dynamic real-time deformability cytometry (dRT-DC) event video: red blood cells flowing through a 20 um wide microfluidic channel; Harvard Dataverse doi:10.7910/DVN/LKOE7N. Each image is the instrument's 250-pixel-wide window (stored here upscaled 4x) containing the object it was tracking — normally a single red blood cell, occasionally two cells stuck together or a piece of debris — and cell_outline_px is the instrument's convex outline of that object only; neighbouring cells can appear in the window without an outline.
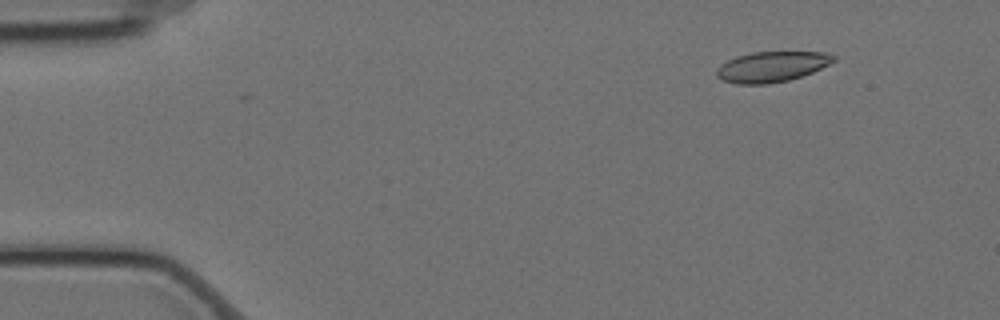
{"species": "Egyptian fruit bat (a non-hibernating species)", "species_latin": "Rousettus aegyptiacus", "temperature_condition": "cold", "stored_images_in_passage": 52, "camera_frame_rate_fps": 3000, "um_per_image_px": 0.085, "animal": {"sex": "female"}, "frame": {"image": 1, "passage_image": 1, "time_ms": 0.0, "image_size_px": [1000, 320], "cell_outline_px": [[836, 60], [812, 72], [788, 80], [768, 84], [740, 84], [720, 80], [716, 76], [716, 68], [720, 64], [736, 56], [752, 52], [824, 52], [836, 56]], "centroid_in_image_um": [65.55, 5.67], "position_along_channel_um": 19.4, "area_um2": 20.75}}
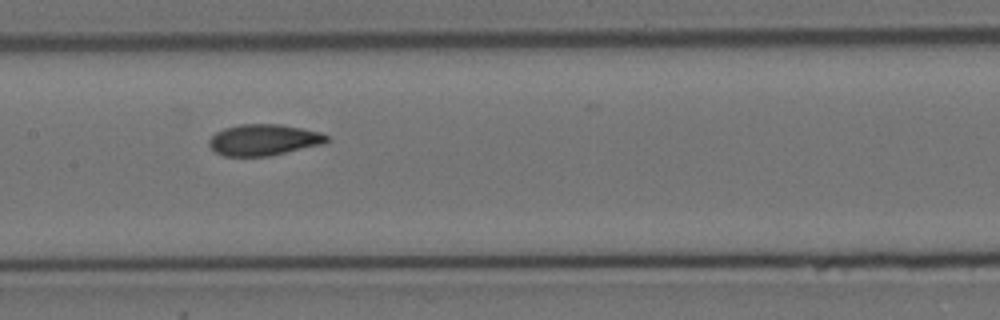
{"frame": {"image": 2, "passage_image": 23, "time_ms": 7.333, "image_size_px": [1000, 320], "cell_outline_px": [[328, 140], [324, 144], [268, 156], [224, 156], [216, 152], [208, 144], [208, 140], [216, 132], [224, 128], [240, 124], [280, 124], [320, 132], [328, 136]], "centroid_in_image_um": [22.4, 11.89], "position_along_channel_um": 185.0, "area_um2": 21.33}}
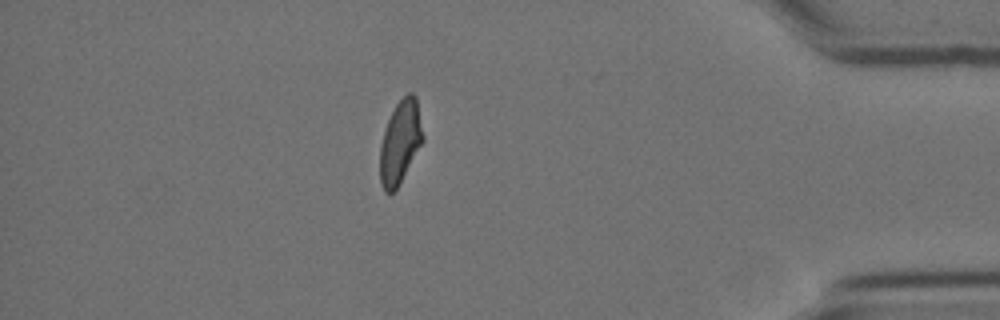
{"frame": {"image": 3, "passage_image": 45, "time_ms": 14.667, "image_size_px": [1000, 320], "cell_outline_px": [[424, 140], [396, 188], [392, 192], [384, 192], [380, 184], [380, 144], [388, 120], [396, 104], [408, 92], [412, 92], [416, 96], [424, 136]], "centroid_in_image_um": [34.02, 12.06], "position_along_channel_um": 401.2, "area_um2": 20.52}, "authors_computed_cell_mechanics": {"area_um2": 21.5305, "velocity_mm_per_s": 3.4979, "shape_relaxation_time_tau1_ms": 7.5943, "shape_relaxation_time_tau2_ms": 2.7156, "deformation_change_tau1": 0.174, "deformation_change_tau2": 0.0795}}